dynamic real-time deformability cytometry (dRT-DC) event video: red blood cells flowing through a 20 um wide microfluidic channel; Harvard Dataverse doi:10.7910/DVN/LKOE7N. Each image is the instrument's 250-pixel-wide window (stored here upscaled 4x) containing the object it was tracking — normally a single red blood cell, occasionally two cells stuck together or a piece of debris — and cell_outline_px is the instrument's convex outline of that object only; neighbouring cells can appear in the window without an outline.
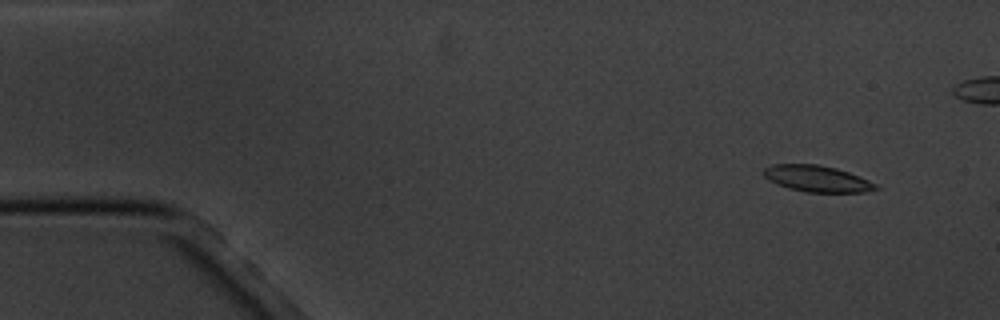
{"species": "common noctule bat (a hibernating species)", "species_latin": "Nyctalus noctula", "temperature_condition": "cold", "stored_images_in_passage": 5, "camera_frame_rate_fps": 3000, "um_per_image_px": 0.085, "animal": {"sex": "male", "body_mass_g": 20.1, "forearm_length_mm": 53.5}, "frame": {"image": 1, "passage_image": 2, "time_ms": 1.333, "image_size_px": [1000, 320], "cell_outline_px": [[880, 188], [864, 192], [808, 192], [788, 188], [776, 184], [768, 180], [764, 176], [764, 168], [772, 164], [820, 164], [836, 168], [860, 176], [876, 184]], "centroid_in_image_um": [69.44, 15.18], "position_along_channel_um": 15.6, "area_um2": 17.22}}